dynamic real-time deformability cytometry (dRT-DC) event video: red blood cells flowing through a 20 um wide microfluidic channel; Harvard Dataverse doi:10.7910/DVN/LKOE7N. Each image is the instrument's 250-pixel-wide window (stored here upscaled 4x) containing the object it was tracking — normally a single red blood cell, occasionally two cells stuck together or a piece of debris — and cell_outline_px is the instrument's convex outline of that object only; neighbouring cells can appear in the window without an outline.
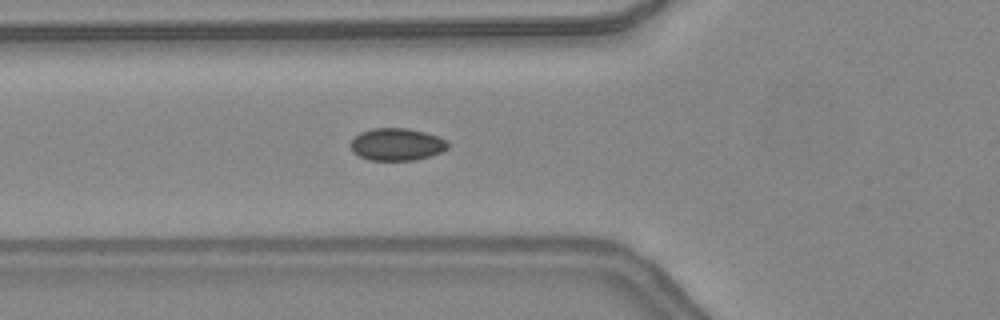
{"species": "common noctule bat (a hibernating species)", "species_latin": "Nyctalus noctula", "temperature_condition": "warm", "stored_images_in_passage": 36, "camera_frame_rate_fps": 3000, "um_per_image_px": 0.085, "animal": {"sex": "female", "body_mass_g": 24.6, "forearm_length_mm": 56.2}, "frame": {"image": 1, "passage_image": 6, "time_ms": 1.667, "image_size_px": [1000, 320], "cell_outline_px": [[448, 148], [440, 152], [416, 160], [368, 160], [352, 152], [348, 144], [360, 132], [372, 128], [408, 128], [424, 132], [448, 140]], "centroid_in_image_um": [33.69, 12.27], "position_along_channel_um": 92.1, "area_um2": 18.38}}
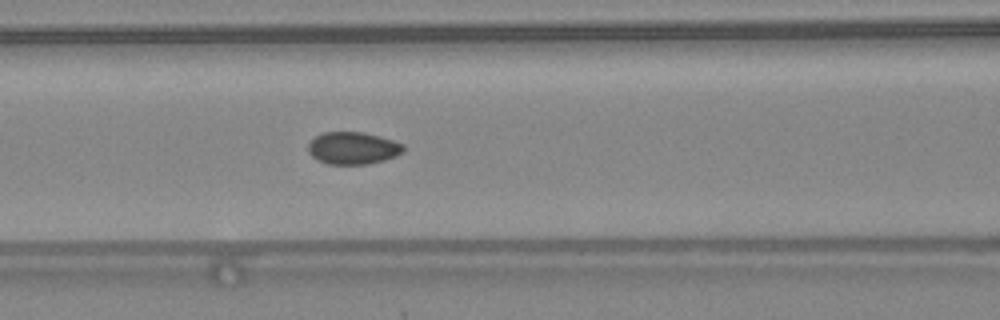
{"frame": {"image": 2, "passage_image": 9, "time_ms": 2.667, "image_size_px": [1000, 320], "cell_outline_px": [[404, 152], [396, 156], [384, 160], [368, 164], [328, 164], [316, 160], [308, 152], [308, 144], [316, 136], [324, 132], [364, 132], [380, 136], [404, 144]], "centroid_in_image_um": [30.01, 12.59], "position_along_channel_um": 136.6, "area_um2": 18.03}}
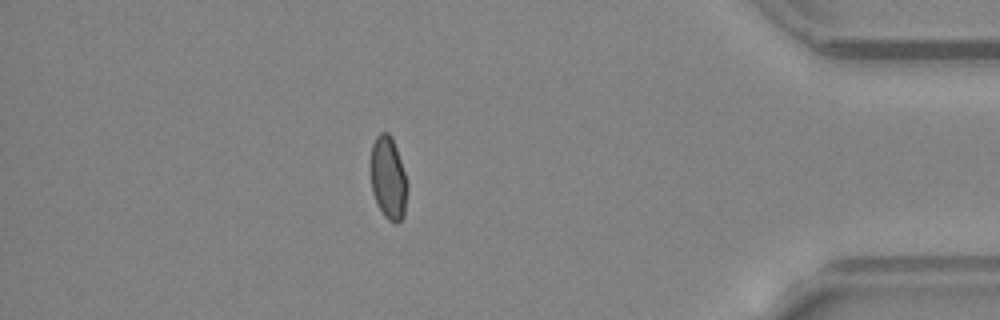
{"frame": {"image": 3, "passage_image": 30, "time_ms": 9.667, "image_size_px": [1000, 320], "cell_outline_px": [[408, 188], [404, 216], [396, 224], [388, 220], [384, 216], [372, 192], [368, 164], [372, 144], [376, 136], [380, 132], [388, 132], [392, 136], [408, 184]], "centroid_in_image_um": [32.97, 15.11], "position_along_channel_um": 402.2, "area_um2": 18.15}, "authors_computed_cell_mechanics": {"area_um2": 18.1781, "velocity_mm_per_s": 4.377, "shape_relaxation_time_tau1_ms": null, "shape_relaxation_time_tau2_ms": 0.7762, "deformation_change_tau1": null, "deformation_change_tau2": 0.0374}}